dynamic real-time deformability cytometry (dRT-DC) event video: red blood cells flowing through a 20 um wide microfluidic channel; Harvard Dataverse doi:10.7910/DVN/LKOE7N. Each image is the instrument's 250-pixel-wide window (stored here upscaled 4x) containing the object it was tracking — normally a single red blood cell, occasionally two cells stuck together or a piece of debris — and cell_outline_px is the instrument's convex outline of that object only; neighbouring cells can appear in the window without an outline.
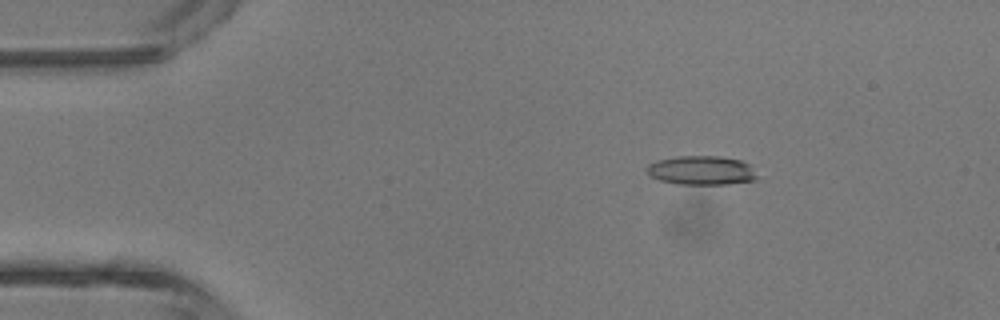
{"species": "common noctule bat (a hibernating species)", "species_latin": "Nyctalus noctula", "temperature_condition": "room temperature", "stored_images_in_passage": 5, "segment_of_instrument_passage": [2, 2], "camera_frame_rate_fps": 3000, "um_per_image_px": 0.085, "animal": {"sex": "male", "body_mass_g": 13.3}, "frame": {"image": 1, "passage_image": 5, "time_ms": 5.333, "image_size_px": [1000, 320], "cell_outline_px": [[756, 180], [728, 184], [676, 184], [660, 180], [652, 176], [644, 168], [648, 164], [656, 160], [676, 156], [720, 156], [740, 160], [752, 164], [756, 176]], "centroid_in_image_um": [59.63, 14.47], "position_along_channel_um": 25.4, "area_um2": 18.84}}